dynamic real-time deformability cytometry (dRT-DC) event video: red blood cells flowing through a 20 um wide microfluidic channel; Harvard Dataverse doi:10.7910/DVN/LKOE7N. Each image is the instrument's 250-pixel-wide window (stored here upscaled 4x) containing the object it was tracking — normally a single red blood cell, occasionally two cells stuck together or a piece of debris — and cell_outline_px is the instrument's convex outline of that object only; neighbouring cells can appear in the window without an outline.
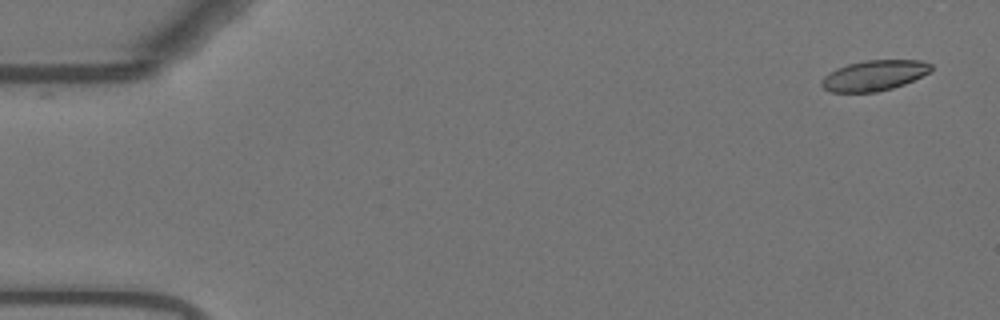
{"species": "Egyptian fruit bat (a non-hibernating species)", "species_latin": "Rousettus aegyptiacus", "temperature_condition": "warm", "stored_images_in_passage": 54, "camera_frame_rate_fps": 3000, "um_per_image_px": 0.085, "animal": {"sex": "female"}, "frame": {"image": 1, "passage_image": 1, "time_ms": 0.0, "image_size_px": [1000, 320], "cell_outline_px": [[932, 68], [928, 72], [904, 84], [892, 88], [876, 92], [832, 92], [824, 88], [820, 84], [820, 80], [828, 72], [836, 68], [848, 64], [864, 60], [920, 60], [932, 64]], "centroid_in_image_um": [74.26, 6.41], "position_along_channel_um": 10.7, "area_um2": 19.36}}
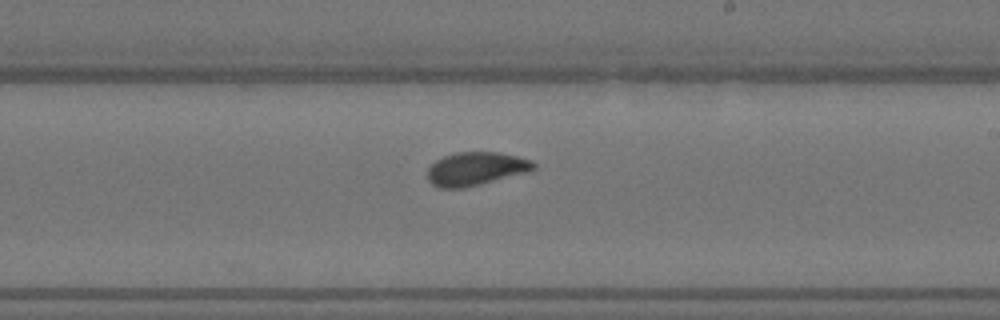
{"frame": {"image": 2, "passage_image": 31, "time_ms": 10.0, "image_size_px": [1000, 320], "cell_outline_px": [[536, 168], [528, 172], [464, 188], [440, 188], [432, 184], [428, 180], [428, 168], [436, 160], [444, 156], [456, 152], [500, 152], [532, 160], [536, 164]], "centroid_in_image_um": [40.46, 14.34], "position_along_channel_um": 248.5, "area_um2": 20.63}}
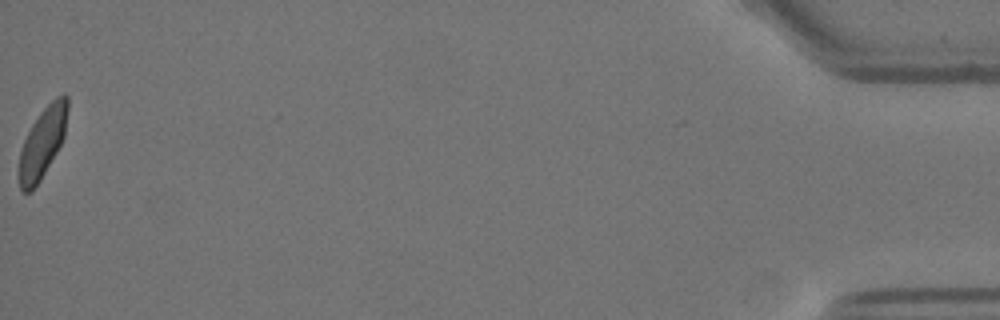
{"frame": {"image": 3, "passage_image": 54, "time_ms": 17.667, "image_size_px": [1000, 320], "cell_outline_px": [[68, 108], [64, 136], [56, 152], [40, 180], [32, 192], [20, 192], [16, 176], [16, 172], [20, 152], [24, 140], [32, 124], [40, 112], [56, 96], [64, 92], [68, 96]], "centroid_in_image_um": [3.57, 12.17], "position_along_channel_um": 431.6, "area_um2": 20.23}, "authors_computed_cell_mechanics": {"area_um2": 20.3745, "velocity_mm_per_s": 3.6844, "shape_relaxation_time_tau1_ms": 4.0205, "shape_relaxation_time_tau2_ms": null, "deformation_change_tau1": 0.1166, "deformation_change_tau2": null}}